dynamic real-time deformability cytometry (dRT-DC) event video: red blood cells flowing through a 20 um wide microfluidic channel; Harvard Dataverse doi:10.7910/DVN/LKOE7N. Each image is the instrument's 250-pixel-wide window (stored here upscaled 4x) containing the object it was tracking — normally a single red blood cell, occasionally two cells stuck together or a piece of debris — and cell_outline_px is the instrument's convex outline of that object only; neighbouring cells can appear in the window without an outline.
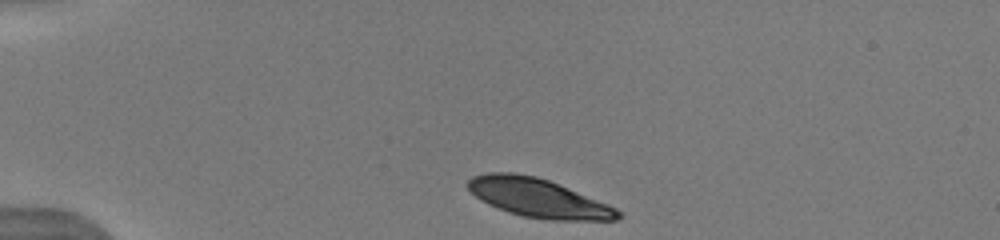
{"species": "human", "species_latin": "Homo sapiens", "temperature_condition": "warm", "stored_images_in_passage": 11, "camera_frame_rate_fps": 3000, "um_per_image_px": 0.085, "donor": {"sex": "male"}, "frame": {"image": 1, "passage_image": 1, "time_ms": 0.0, "image_size_px": [1000, 240], "cell_outline_px": [[624, 216], [620, 220], [552, 220], [524, 216], [488, 204], [480, 200], [464, 184], [472, 176], [488, 172], [512, 172], [536, 176], [548, 180], [608, 204], [624, 212]], "centroid_in_image_um": [45.78, 16.82], "position_along_channel_um": 39.2, "area_um2": 33.76}}